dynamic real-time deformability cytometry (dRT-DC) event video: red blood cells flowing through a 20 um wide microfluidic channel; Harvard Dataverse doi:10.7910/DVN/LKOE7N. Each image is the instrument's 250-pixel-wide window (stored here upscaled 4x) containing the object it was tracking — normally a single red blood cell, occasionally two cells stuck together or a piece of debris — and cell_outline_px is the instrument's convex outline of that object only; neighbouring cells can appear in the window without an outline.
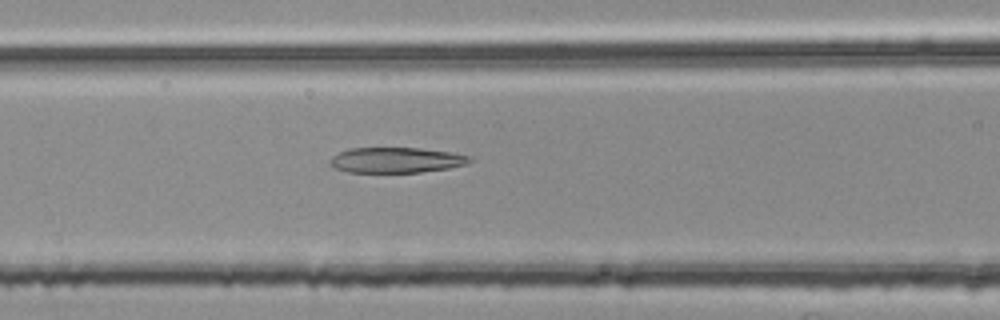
{"species": "common noctule bat (a hibernating species)", "species_latin": "Nyctalus noctula", "temperature_condition": "room temperature", "stored_images_in_passage": 46, "segment_of_instrument_passage": [2, 2], "camera_frame_rate_fps": 3000, "um_per_image_px": 0.085, "animal": {"sex": "female", "body_mass_g": 25.1}, "frame": {"image": 1, "passage_image": 22, "time_ms": 7.0, "image_size_px": [1000, 320], "cell_outline_px": [[472, 160], [468, 164], [448, 168], [420, 172], [348, 172], [336, 168], [328, 160], [332, 156], [348, 148], [420, 148], [448, 152], [472, 156]], "centroid_in_image_um": [33.69, 13.6], "position_along_channel_um": 132.9, "area_um2": 20.58}}
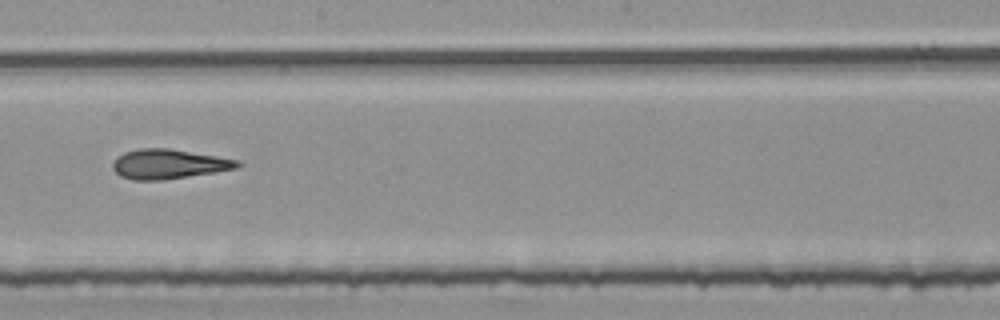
{"frame": {"image": 2, "passage_image": 30, "time_ms": 9.667, "image_size_px": [1000, 320], "cell_outline_px": [[244, 164], [236, 168], [216, 172], [164, 180], [132, 180], [120, 176], [112, 168], [112, 164], [116, 156], [124, 152], [140, 148], [168, 148], [240, 160]], "centroid_in_image_um": [14.33, 13.95], "position_along_channel_um": 233.9, "area_um2": 21.68}}
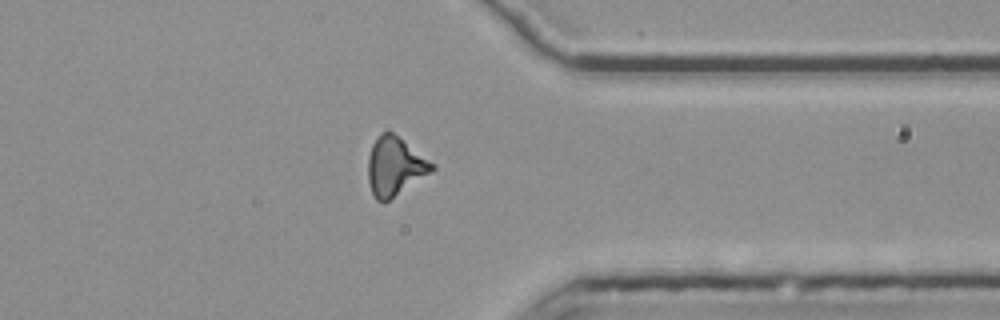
{"frame": {"image": 3, "passage_image": 42, "time_ms": 13.667, "image_size_px": [1000, 320], "cell_outline_px": [[436, 168], [384, 204], [376, 200], [372, 192], [368, 180], [368, 156], [372, 144], [380, 132], [392, 132], [436, 164]], "centroid_in_image_um": [33.55, 14.15], "position_along_channel_um": 377.8, "area_um2": 21.79}}